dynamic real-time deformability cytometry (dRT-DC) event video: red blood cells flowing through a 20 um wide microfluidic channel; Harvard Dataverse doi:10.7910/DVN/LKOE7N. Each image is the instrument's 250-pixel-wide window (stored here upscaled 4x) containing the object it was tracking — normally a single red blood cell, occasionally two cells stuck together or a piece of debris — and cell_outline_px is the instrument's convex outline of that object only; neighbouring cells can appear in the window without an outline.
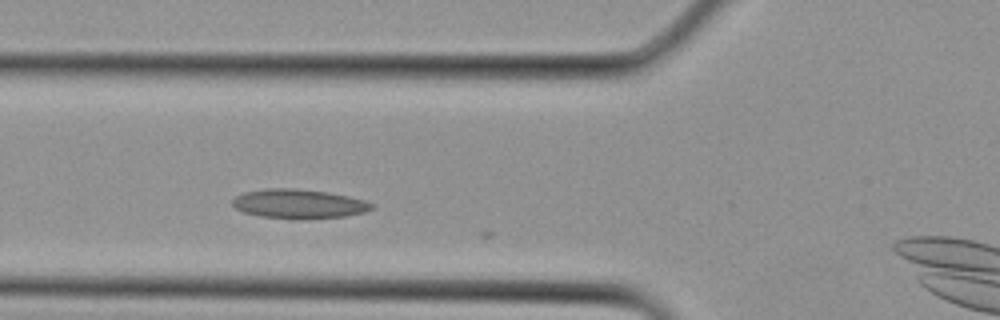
{"species": "Egyptian fruit bat (a non-hibernating species)", "species_latin": "Rousettus aegyptiacus", "temperature_condition": "cold", "stored_images_in_passage": 9, "camera_frame_rate_fps": 3000, "um_per_image_px": 0.085, "animal": {"sex": "female"}, "frame": {"image": 1, "passage_image": 6, "time_ms": 1.667, "image_size_px": [1000, 320], "cell_outline_px": [[376, 208], [364, 212], [344, 216], [260, 216], [244, 212], [236, 208], [232, 204], [232, 200], [236, 196], [244, 192], [268, 188], [296, 188], [328, 192], [348, 196], [364, 200], [376, 204]], "centroid_in_image_um": [25.42, 17.27], "position_along_channel_um": 100.4, "area_um2": 22.77}}
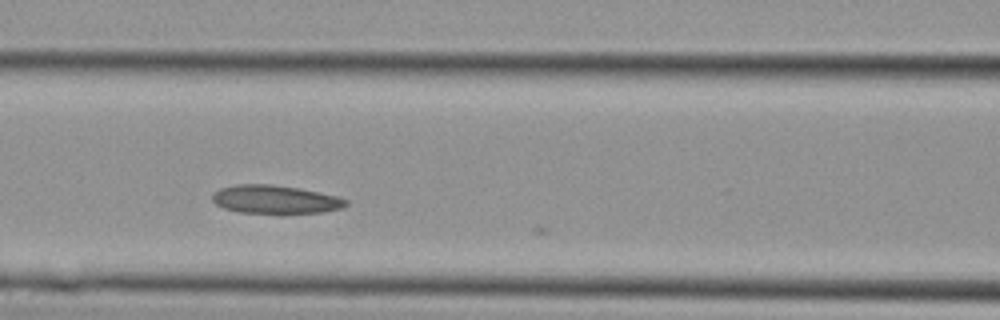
{"frame": {"image": 2, "passage_image": 8, "time_ms": 2.333, "image_size_px": [1000, 320], "cell_outline_px": [[348, 204], [340, 208], [324, 212], [240, 212], [224, 208], [216, 204], [212, 200], [212, 192], [220, 188], [236, 184], [268, 184], [296, 188], [320, 192], [336, 196], [348, 200]], "centroid_in_image_um": [23.36, 16.93], "position_along_channel_um": 143.2, "area_um2": 21.68}}